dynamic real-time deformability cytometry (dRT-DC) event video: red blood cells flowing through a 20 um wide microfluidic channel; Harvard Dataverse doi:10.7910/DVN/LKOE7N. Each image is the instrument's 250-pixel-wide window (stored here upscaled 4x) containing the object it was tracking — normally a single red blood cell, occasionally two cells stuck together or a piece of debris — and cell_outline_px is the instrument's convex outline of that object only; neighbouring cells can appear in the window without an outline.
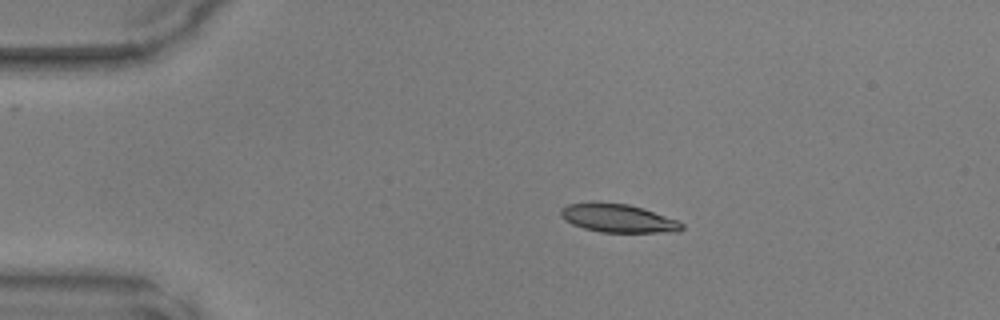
{"species": "common noctule bat (a hibernating species)", "species_latin": "Nyctalus noctula", "temperature_condition": "warm", "stored_images_in_passage": 40, "camera_frame_rate_fps": 3000, "um_per_image_px": 0.085, "animal": {"sex": "male", "body_mass_g": 17.9, "forearm_length_mm": 54.2}, "frame": {"image": 1, "passage_image": 1, "time_ms": 0.0, "image_size_px": [1000, 320], "cell_outline_px": [[684, 228], [680, 232], [600, 232], [584, 228], [572, 224], [564, 220], [560, 216], [560, 208], [568, 204], [628, 204], [644, 208], [676, 220], [684, 224]], "centroid_in_image_um": [52.57, 18.58], "position_along_channel_um": 32.4, "area_um2": 19.59}}
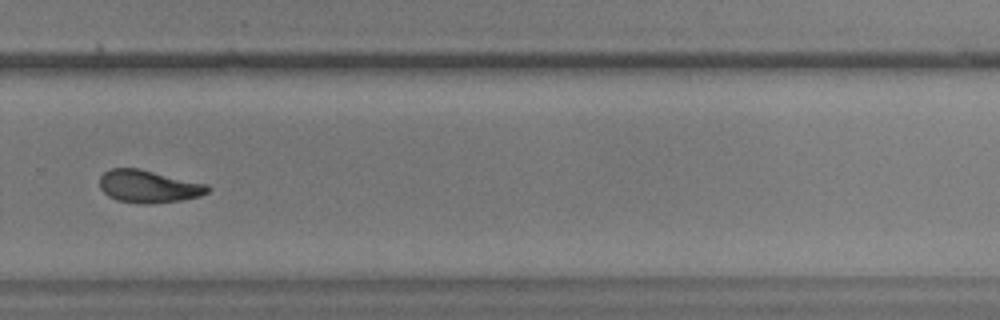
{"frame": {"image": 2, "passage_image": 25, "time_ms": 8.0, "image_size_px": [1000, 320], "cell_outline_px": [[212, 188], [208, 192], [200, 196], [180, 200], [152, 204], [140, 204], [116, 200], [108, 196], [100, 188], [100, 176], [104, 172], [112, 168], [140, 168], [208, 184]], "centroid_in_image_um": [12.64, 15.84], "position_along_channel_um": 317.2, "area_um2": 20.75}}
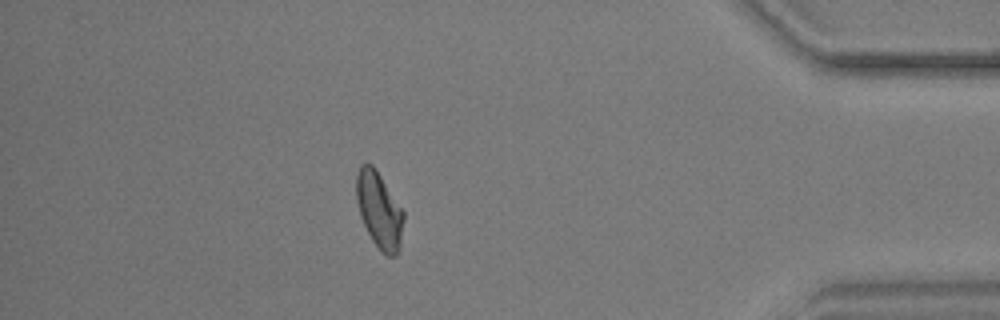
{"frame": {"image": 3, "passage_image": 34, "time_ms": 11.0, "image_size_px": [1000, 320], "cell_outline_px": [[404, 220], [400, 248], [396, 256], [384, 256], [380, 252], [372, 240], [360, 216], [356, 200], [356, 176], [360, 164], [372, 164], [376, 168], [404, 212]], "centroid_in_image_um": [32.24, 17.89], "position_along_channel_um": 403.0, "area_um2": 21.21}}